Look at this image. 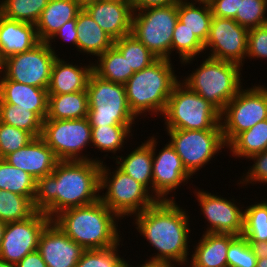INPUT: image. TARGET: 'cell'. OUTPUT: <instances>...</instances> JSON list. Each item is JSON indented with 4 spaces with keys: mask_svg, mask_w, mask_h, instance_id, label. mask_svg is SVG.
<instances>
[{
    "mask_svg": "<svg viewBox=\"0 0 267 267\" xmlns=\"http://www.w3.org/2000/svg\"><path fill=\"white\" fill-rule=\"evenodd\" d=\"M101 164L96 160L58 161L51 174L36 180L35 209L52 220L64 210L98 201Z\"/></svg>",
    "mask_w": 267,
    "mask_h": 267,
    "instance_id": "1",
    "label": "cell"
},
{
    "mask_svg": "<svg viewBox=\"0 0 267 267\" xmlns=\"http://www.w3.org/2000/svg\"><path fill=\"white\" fill-rule=\"evenodd\" d=\"M183 208L176 200H157L132 217L140 236L157 251L146 261L165 262L177 267L188 265L192 230L189 212Z\"/></svg>",
    "mask_w": 267,
    "mask_h": 267,
    "instance_id": "2",
    "label": "cell"
},
{
    "mask_svg": "<svg viewBox=\"0 0 267 267\" xmlns=\"http://www.w3.org/2000/svg\"><path fill=\"white\" fill-rule=\"evenodd\" d=\"M52 221L85 250L108 248L124 239L118 228L121 219L100 199L89 205L64 210Z\"/></svg>",
    "mask_w": 267,
    "mask_h": 267,
    "instance_id": "3",
    "label": "cell"
},
{
    "mask_svg": "<svg viewBox=\"0 0 267 267\" xmlns=\"http://www.w3.org/2000/svg\"><path fill=\"white\" fill-rule=\"evenodd\" d=\"M173 64L170 59H157L124 84L128 105L137 118L145 119L148 113L152 118L162 116L173 87L180 80Z\"/></svg>",
    "mask_w": 267,
    "mask_h": 267,
    "instance_id": "4",
    "label": "cell"
},
{
    "mask_svg": "<svg viewBox=\"0 0 267 267\" xmlns=\"http://www.w3.org/2000/svg\"><path fill=\"white\" fill-rule=\"evenodd\" d=\"M193 69L189 75L187 73V77L181 76V81L220 112L245 88L241 82L243 68L239 64L205 57L200 65Z\"/></svg>",
    "mask_w": 267,
    "mask_h": 267,
    "instance_id": "5",
    "label": "cell"
},
{
    "mask_svg": "<svg viewBox=\"0 0 267 267\" xmlns=\"http://www.w3.org/2000/svg\"><path fill=\"white\" fill-rule=\"evenodd\" d=\"M162 118L165 130H210L221 123V112L179 80L168 98Z\"/></svg>",
    "mask_w": 267,
    "mask_h": 267,
    "instance_id": "6",
    "label": "cell"
},
{
    "mask_svg": "<svg viewBox=\"0 0 267 267\" xmlns=\"http://www.w3.org/2000/svg\"><path fill=\"white\" fill-rule=\"evenodd\" d=\"M88 121L91 126H133L124 84L104 80L92 72L87 82Z\"/></svg>",
    "mask_w": 267,
    "mask_h": 267,
    "instance_id": "7",
    "label": "cell"
},
{
    "mask_svg": "<svg viewBox=\"0 0 267 267\" xmlns=\"http://www.w3.org/2000/svg\"><path fill=\"white\" fill-rule=\"evenodd\" d=\"M105 163L101 164L100 171V200L121 220L143 212L157 201L142 184L117 165L113 169Z\"/></svg>",
    "mask_w": 267,
    "mask_h": 267,
    "instance_id": "8",
    "label": "cell"
},
{
    "mask_svg": "<svg viewBox=\"0 0 267 267\" xmlns=\"http://www.w3.org/2000/svg\"><path fill=\"white\" fill-rule=\"evenodd\" d=\"M40 137L59 161L96 160L103 163L104 158L108 156L106 154L100 159L90 157L86 153V148L91 147L92 139V128L87 117L73 120H44Z\"/></svg>",
    "mask_w": 267,
    "mask_h": 267,
    "instance_id": "9",
    "label": "cell"
},
{
    "mask_svg": "<svg viewBox=\"0 0 267 267\" xmlns=\"http://www.w3.org/2000/svg\"><path fill=\"white\" fill-rule=\"evenodd\" d=\"M178 22L177 3L133 11L131 34L158 59L171 60V43Z\"/></svg>",
    "mask_w": 267,
    "mask_h": 267,
    "instance_id": "10",
    "label": "cell"
},
{
    "mask_svg": "<svg viewBox=\"0 0 267 267\" xmlns=\"http://www.w3.org/2000/svg\"><path fill=\"white\" fill-rule=\"evenodd\" d=\"M169 144L174 148L186 170L192 175L227 149L221 123L210 130H165Z\"/></svg>",
    "mask_w": 267,
    "mask_h": 267,
    "instance_id": "11",
    "label": "cell"
},
{
    "mask_svg": "<svg viewBox=\"0 0 267 267\" xmlns=\"http://www.w3.org/2000/svg\"><path fill=\"white\" fill-rule=\"evenodd\" d=\"M267 119V87L254 84L241 89L221 112V127L226 145L238 134Z\"/></svg>",
    "mask_w": 267,
    "mask_h": 267,
    "instance_id": "12",
    "label": "cell"
},
{
    "mask_svg": "<svg viewBox=\"0 0 267 267\" xmlns=\"http://www.w3.org/2000/svg\"><path fill=\"white\" fill-rule=\"evenodd\" d=\"M56 58L48 43L40 42L29 51L3 60L1 73L9 80L48 89Z\"/></svg>",
    "mask_w": 267,
    "mask_h": 267,
    "instance_id": "13",
    "label": "cell"
},
{
    "mask_svg": "<svg viewBox=\"0 0 267 267\" xmlns=\"http://www.w3.org/2000/svg\"><path fill=\"white\" fill-rule=\"evenodd\" d=\"M248 32L232 18L213 16L210 32L204 44L206 57L229 61L244 66L247 54ZM207 50V51H206Z\"/></svg>",
    "mask_w": 267,
    "mask_h": 267,
    "instance_id": "14",
    "label": "cell"
},
{
    "mask_svg": "<svg viewBox=\"0 0 267 267\" xmlns=\"http://www.w3.org/2000/svg\"><path fill=\"white\" fill-rule=\"evenodd\" d=\"M155 137L156 135L153 134L146 140L152 146L153 196L157 200H175L176 198H173L175 196L171 193L174 192L175 195L176 189L187 184L193 177L169 142L164 144V148L160 149L159 153L156 151L158 139Z\"/></svg>",
    "mask_w": 267,
    "mask_h": 267,
    "instance_id": "15",
    "label": "cell"
},
{
    "mask_svg": "<svg viewBox=\"0 0 267 267\" xmlns=\"http://www.w3.org/2000/svg\"><path fill=\"white\" fill-rule=\"evenodd\" d=\"M193 192L199 203L201 214L206 219L205 223L208 222L203 233L242 236L244 230L243 204L240 205L235 198L226 199V197L212 194L204 189L195 188Z\"/></svg>",
    "mask_w": 267,
    "mask_h": 267,
    "instance_id": "16",
    "label": "cell"
},
{
    "mask_svg": "<svg viewBox=\"0 0 267 267\" xmlns=\"http://www.w3.org/2000/svg\"><path fill=\"white\" fill-rule=\"evenodd\" d=\"M51 219L41 211L23 221L7 222L0 246V259L16 265L38 250L41 232Z\"/></svg>",
    "mask_w": 267,
    "mask_h": 267,
    "instance_id": "17",
    "label": "cell"
},
{
    "mask_svg": "<svg viewBox=\"0 0 267 267\" xmlns=\"http://www.w3.org/2000/svg\"><path fill=\"white\" fill-rule=\"evenodd\" d=\"M84 250L52 220L45 226L38 241V251L47 267H76Z\"/></svg>",
    "mask_w": 267,
    "mask_h": 267,
    "instance_id": "18",
    "label": "cell"
},
{
    "mask_svg": "<svg viewBox=\"0 0 267 267\" xmlns=\"http://www.w3.org/2000/svg\"><path fill=\"white\" fill-rule=\"evenodd\" d=\"M84 9L114 40L131 34L133 9L130 1L99 0Z\"/></svg>",
    "mask_w": 267,
    "mask_h": 267,
    "instance_id": "19",
    "label": "cell"
},
{
    "mask_svg": "<svg viewBox=\"0 0 267 267\" xmlns=\"http://www.w3.org/2000/svg\"><path fill=\"white\" fill-rule=\"evenodd\" d=\"M4 160L29 173L35 180L51 174L59 161L41 137L34 138L26 146L7 155Z\"/></svg>",
    "mask_w": 267,
    "mask_h": 267,
    "instance_id": "20",
    "label": "cell"
},
{
    "mask_svg": "<svg viewBox=\"0 0 267 267\" xmlns=\"http://www.w3.org/2000/svg\"><path fill=\"white\" fill-rule=\"evenodd\" d=\"M0 103L33 111L44 121L48 114V91L9 80L0 73Z\"/></svg>",
    "mask_w": 267,
    "mask_h": 267,
    "instance_id": "21",
    "label": "cell"
},
{
    "mask_svg": "<svg viewBox=\"0 0 267 267\" xmlns=\"http://www.w3.org/2000/svg\"><path fill=\"white\" fill-rule=\"evenodd\" d=\"M65 60L67 58L57 56L54 61L47 89L48 95L68 94L87 89L89 76L93 72V61H89L88 65L80 63L79 66L78 63L73 65V61L70 63L69 60Z\"/></svg>",
    "mask_w": 267,
    "mask_h": 267,
    "instance_id": "22",
    "label": "cell"
},
{
    "mask_svg": "<svg viewBox=\"0 0 267 267\" xmlns=\"http://www.w3.org/2000/svg\"><path fill=\"white\" fill-rule=\"evenodd\" d=\"M40 40L35 24L11 20L0 14V59L33 49Z\"/></svg>",
    "mask_w": 267,
    "mask_h": 267,
    "instance_id": "23",
    "label": "cell"
},
{
    "mask_svg": "<svg viewBox=\"0 0 267 267\" xmlns=\"http://www.w3.org/2000/svg\"><path fill=\"white\" fill-rule=\"evenodd\" d=\"M237 236L222 233H203L198 243H194L187 267H228L229 244ZM190 264V265H189Z\"/></svg>",
    "mask_w": 267,
    "mask_h": 267,
    "instance_id": "24",
    "label": "cell"
},
{
    "mask_svg": "<svg viewBox=\"0 0 267 267\" xmlns=\"http://www.w3.org/2000/svg\"><path fill=\"white\" fill-rule=\"evenodd\" d=\"M77 52L97 58L114 45V39L106 33L91 15L82 8L77 14ZM92 55V56H91Z\"/></svg>",
    "mask_w": 267,
    "mask_h": 267,
    "instance_id": "25",
    "label": "cell"
},
{
    "mask_svg": "<svg viewBox=\"0 0 267 267\" xmlns=\"http://www.w3.org/2000/svg\"><path fill=\"white\" fill-rule=\"evenodd\" d=\"M81 9L75 0H49L35 24L40 42H48L62 25L75 19Z\"/></svg>",
    "mask_w": 267,
    "mask_h": 267,
    "instance_id": "26",
    "label": "cell"
},
{
    "mask_svg": "<svg viewBox=\"0 0 267 267\" xmlns=\"http://www.w3.org/2000/svg\"><path fill=\"white\" fill-rule=\"evenodd\" d=\"M115 164L126 174L142 184L153 195L152 146L144 140L127 156H112Z\"/></svg>",
    "mask_w": 267,
    "mask_h": 267,
    "instance_id": "27",
    "label": "cell"
},
{
    "mask_svg": "<svg viewBox=\"0 0 267 267\" xmlns=\"http://www.w3.org/2000/svg\"><path fill=\"white\" fill-rule=\"evenodd\" d=\"M178 20L205 44L213 18L207 0H180L177 3Z\"/></svg>",
    "mask_w": 267,
    "mask_h": 267,
    "instance_id": "28",
    "label": "cell"
},
{
    "mask_svg": "<svg viewBox=\"0 0 267 267\" xmlns=\"http://www.w3.org/2000/svg\"><path fill=\"white\" fill-rule=\"evenodd\" d=\"M86 91L48 95V114L45 120L83 119L88 115Z\"/></svg>",
    "mask_w": 267,
    "mask_h": 267,
    "instance_id": "29",
    "label": "cell"
},
{
    "mask_svg": "<svg viewBox=\"0 0 267 267\" xmlns=\"http://www.w3.org/2000/svg\"><path fill=\"white\" fill-rule=\"evenodd\" d=\"M96 59L92 57L93 72L104 80L125 84L135 73L114 45Z\"/></svg>",
    "mask_w": 267,
    "mask_h": 267,
    "instance_id": "30",
    "label": "cell"
},
{
    "mask_svg": "<svg viewBox=\"0 0 267 267\" xmlns=\"http://www.w3.org/2000/svg\"><path fill=\"white\" fill-rule=\"evenodd\" d=\"M229 153L236 159H249L267 150V119L238 134L228 145Z\"/></svg>",
    "mask_w": 267,
    "mask_h": 267,
    "instance_id": "31",
    "label": "cell"
},
{
    "mask_svg": "<svg viewBox=\"0 0 267 267\" xmlns=\"http://www.w3.org/2000/svg\"><path fill=\"white\" fill-rule=\"evenodd\" d=\"M91 128V146L102 153H113L116 157L118 151H124L126 141L133 136L132 131L134 133L132 126H91Z\"/></svg>",
    "mask_w": 267,
    "mask_h": 267,
    "instance_id": "32",
    "label": "cell"
},
{
    "mask_svg": "<svg viewBox=\"0 0 267 267\" xmlns=\"http://www.w3.org/2000/svg\"><path fill=\"white\" fill-rule=\"evenodd\" d=\"M174 51L176 55L178 53L181 66L192 64L195 59L197 61L199 55L202 56V58L205 57L201 55L204 53V44L193 32L184 27V24L179 20L173 32L171 54L174 53Z\"/></svg>",
    "mask_w": 267,
    "mask_h": 267,
    "instance_id": "33",
    "label": "cell"
},
{
    "mask_svg": "<svg viewBox=\"0 0 267 267\" xmlns=\"http://www.w3.org/2000/svg\"><path fill=\"white\" fill-rule=\"evenodd\" d=\"M0 190H7L34 200L36 180L0 158Z\"/></svg>",
    "mask_w": 267,
    "mask_h": 267,
    "instance_id": "34",
    "label": "cell"
},
{
    "mask_svg": "<svg viewBox=\"0 0 267 267\" xmlns=\"http://www.w3.org/2000/svg\"><path fill=\"white\" fill-rule=\"evenodd\" d=\"M36 212L31 198L7 190H0V220L6 223L23 221Z\"/></svg>",
    "mask_w": 267,
    "mask_h": 267,
    "instance_id": "35",
    "label": "cell"
},
{
    "mask_svg": "<svg viewBox=\"0 0 267 267\" xmlns=\"http://www.w3.org/2000/svg\"><path fill=\"white\" fill-rule=\"evenodd\" d=\"M0 122L27 131L34 138L41 136L43 120L35 112L17 105L0 103Z\"/></svg>",
    "mask_w": 267,
    "mask_h": 267,
    "instance_id": "36",
    "label": "cell"
},
{
    "mask_svg": "<svg viewBox=\"0 0 267 267\" xmlns=\"http://www.w3.org/2000/svg\"><path fill=\"white\" fill-rule=\"evenodd\" d=\"M114 46L126 58L129 68L138 72L149 67L158 58L132 34L114 40Z\"/></svg>",
    "mask_w": 267,
    "mask_h": 267,
    "instance_id": "37",
    "label": "cell"
},
{
    "mask_svg": "<svg viewBox=\"0 0 267 267\" xmlns=\"http://www.w3.org/2000/svg\"><path fill=\"white\" fill-rule=\"evenodd\" d=\"M49 0H0V14L4 17L36 24Z\"/></svg>",
    "mask_w": 267,
    "mask_h": 267,
    "instance_id": "38",
    "label": "cell"
},
{
    "mask_svg": "<svg viewBox=\"0 0 267 267\" xmlns=\"http://www.w3.org/2000/svg\"><path fill=\"white\" fill-rule=\"evenodd\" d=\"M244 208L242 236L247 241H267V199Z\"/></svg>",
    "mask_w": 267,
    "mask_h": 267,
    "instance_id": "39",
    "label": "cell"
},
{
    "mask_svg": "<svg viewBox=\"0 0 267 267\" xmlns=\"http://www.w3.org/2000/svg\"><path fill=\"white\" fill-rule=\"evenodd\" d=\"M120 244L104 249L84 250L76 267H124L127 260L119 254Z\"/></svg>",
    "mask_w": 267,
    "mask_h": 267,
    "instance_id": "40",
    "label": "cell"
},
{
    "mask_svg": "<svg viewBox=\"0 0 267 267\" xmlns=\"http://www.w3.org/2000/svg\"><path fill=\"white\" fill-rule=\"evenodd\" d=\"M234 20L248 30L267 24V0H240Z\"/></svg>",
    "mask_w": 267,
    "mask_h": 267,
    "instance_id": "41",
    "label": "cell"
},
{
    "mask_svg": "<svg viewBox=\"0 0 267 267\" xmlns=\"http://www.w3.org/2000/svg\"><path fill=\"white\" fill-rule=\"evenodd\" d=\"M34 137L27 131L0 122V158L26 146Z\"/></svg>",
    "mask_w": 267,
    "mask_h": 267,
    "instance_id": "42",
    "label": "cell"
},
{
    "mask_svg": "<svg viewBox=\"0 0 267 267\" xmlns=\"http://www.w3.org/2000/svg\"><path fill=\"white\" fill-rule=\"evenodd\" d=\"M257 257L252 252L248 241L243 236H237L227 251L228 267H256Z\"/></svg>",
    "mask_w": 267,
    "mask_h": 267,
    "instance_id": "43",
    "label": "cell"
},
{
    "mask_svg": "<svg viewBox=\"0 0 267 267\" xmlns=\"http://www.w3.org/2000/svg\"><path fill=\"white\" fill-rule=\"evenodd\" d=\"M249 160H253V165L249 166L246 174L242 173V178L238 180L237 185L241 184V188L247 185L255 184H267V150L260 153L252 155ZM240 181V182H239Z\"/></svg>",
    "mask_w": 267,
    "mask_h": 267,
    "instance_id": "44",
    "label": "cell"
},
{
    "mask_svg": "<svg viewBox=\"0 0 267 267\" xmlns=\"http://www.w3.org/2000/svg\"><path fill=\"white\" fill-rule=\"evenodd\" d=\"M246 57L267 60V24L249 29Z\"/></svg>",
    "mask_w": 267,
    "mask_h": 267,
    "instance_id": "45",
    "label": "cell"
},
{
    "mask_svg": "<svg viewBox=\"0 0 267 267\" xmlns=\"http://www.w3.org/2000/svg\"><path fill=\"white\" fill-rule=\"evenodd\" d=\"M76 23H77V16L75 19H72L70 21H67L64 25H62L61 28L50 38V40L47 42L48 45L51 47L54 53H56L57 56L60 54H57L58 51L55 49L53 42H56V39H61V41L66 43H70V46H75L77 50V31H76ZM54 40V41H53Z\"/></svg>",
    "mask_w": 267,
    "mask_h": 267,
    "instance_id": "46",
    "label": "cell"
},
{
    "mask_svg": "<svg viewBox=\"0 0 267 267\" xmlns=\"http://www.w3.org/2000/svg\"><path fill=\"white\" fill-rule=\"evenodd\" d=\"M213 16L234 19L239 9L240 0H207Z\"/></svg>",
    "mask_w": 267,
    "mask_h": 267,
    "instance_id": "47",
    "label": "cell"
},
{
    "mask_svg": "<svg viewBox=\"0 0 267 267\" xmlns=\"http://www.w3.org/2000/svg\"><path fill=\"white\" fill-rule=\"evenodd\" d=\"M180 0H130L133 11L176 4Z\"/></svg>",
    "mask_w": 267,
    "mask_h": 267,
    "instance_id": "48",
    "label": "cell"
},
{
    "mask_svg": "<svg viewBox=\"0 0 267 267\" xmlns=\"http://www.w3.org/2000/svg\"><path fill=\"white\" fill-rule=\"evenodd\" d=\"M16 267H47L40 252L38 250L27 254Z\"/></svg>",
    "mask_w": 267,
    "mask_h": 267,
    "instance_id": "49",
    "label": "cell"
},
{
    "mask_svg": "<svg viewBox=\"0 0 267 267\" xmlns=\"http://www.w3.org/2000/svg\"><path fill=\"white\" fill-rule=\"evenodd\" d=\"M248 244L257 259L267 258V241H248Z\"/></svg>",
    "mask_w": 267,
    "mask_h": 267,
    "instance_id": "50",
    "label": "cell"
},
{
    "mask_svg": "<svg viewBox=\"0 0 267 267\" xmlns=\"http://www.w3.org/2000/svg\"><path fill=\"white\" fill-rule=\"evenodd\" d=\"M177 267L173 264L165 263V262H151V261H144L142 264L137 265H130L129 261H127L124 265V267Z\"/></svg>",
    "mask_w": 267,
    "mask_h": 267,
    "instance_id": "51",
    "label": "cell"
},
{
    "mask_svg": "<svg viewBox=\"0 0 267 267\" xmlns=\"http://www.w3.org/2000/svg\"><path fill=\"white\" fill-rule=\"evenodd\" d=\"M81 8H85L87 5L91 3H95L96 1L99 0H75Z\"/></svg>",
    "mask_w": 267,
    "mask_h": 267,
    "instance_id": "52",
    "label": "cell"
},
{
    "mask_svg": "<svg viewBox=\"0 0 267 267\" xmlns=\"http://www.w3.org/2000/svg\"><path fill=\"white\" fill-rule=\"evenodd\" d=\"M5 228H6V222L0 220V246H1V242L3 240Z\"/></svg>",
    "mask_w": 267,
    "mask_h": 267,
    "instance_id": "53",
    "label": "cell"
},
{
    "mask_svg": "<svg viewBox=\"0 0 267 267\" xmlns=\"http://www.w3.org/2000/svg\"><path fill=\"white\" fill-rule=\"evenodd\" d=\"M256 267H267V258L257 259Z\"/></svg>",
    "mask_w": 267,
    "mask_h": 267,
    "instance_id": "54",
    "label": "cell"
},
{
    "mask_svg": "<svg viewBox=\"0 0 267 267\" xmlns=\"http://www.w3.org/2000/svg\"><path fill=\"white\" fill-rule=\"evenodd\" d=\"M0 267H16V265L10 264V263L0 259Z\"/></svg>",
    "mask_w": 267,
    "mask_h": 267,
    "instance_id": "55",
    "label": "cell"
},
{
    "mask_svg": "<svg viewBox=\"0 0 267 267\" xmlns=\"http://www.w3.org/2000/svg\"><path fill=\"white\" fill-rule=\"evenodd\" d=\"M1 70H2V60L0 59V73H1Z\"/></svg>",
    "mask_w": 267,
    "mask_h": 267,
    "instance_id": "56",
    "label": "cell"
},
{
    "mask_svg": "<svg viewBox=\"0 0 267 267\" xmlns=\"http://www.w3.org/2000/svg\"><path fill=\"white\" fill-rule=\"evenodd\" d=\"M111 1H130V0H111Z\"/></svg>",
    "mask_w": 267,
    "mask_h": 267,
    "instance_id": "57",
    "label": "cell"
}]
</instances>
